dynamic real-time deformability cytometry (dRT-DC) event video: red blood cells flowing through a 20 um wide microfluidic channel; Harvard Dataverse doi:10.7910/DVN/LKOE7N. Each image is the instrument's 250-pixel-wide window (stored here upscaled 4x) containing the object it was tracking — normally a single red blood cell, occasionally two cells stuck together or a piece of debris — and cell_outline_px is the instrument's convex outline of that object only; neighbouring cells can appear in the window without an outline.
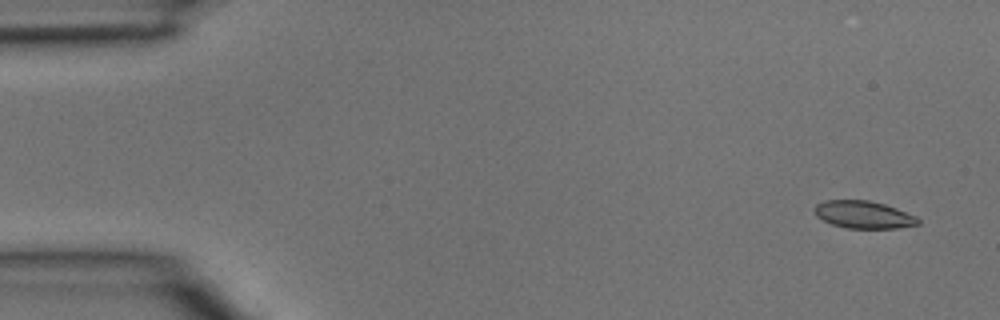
{"species": "common noctule bat (a hibernating species)", "species_latin": "Nyctalus noctula", "temperature_condition": "room temperature", "stored_images_in_passage": 4, "camera_frame_rate_fps": 3000, "um_per_image_px": 0.085, "animal": {"sex": "male", "body_mass_g": 15.6}, "frame": {"image": 1, "passage_image": 1, "time_ms": 0.0, "image_size_px": [1000, 320], "cell_outline_px": [[920, 224], [896, 228], [844, 228], [832, 224], [816, 216], [816, 204], [824, 200], [868, 200], [884, 204], [896, 208], [916, 216], [920, 220]], "centroid_in_image_um": [73.42, 18.24], "position_along_channel_um": 11.6, "area_um2": 16.47}}
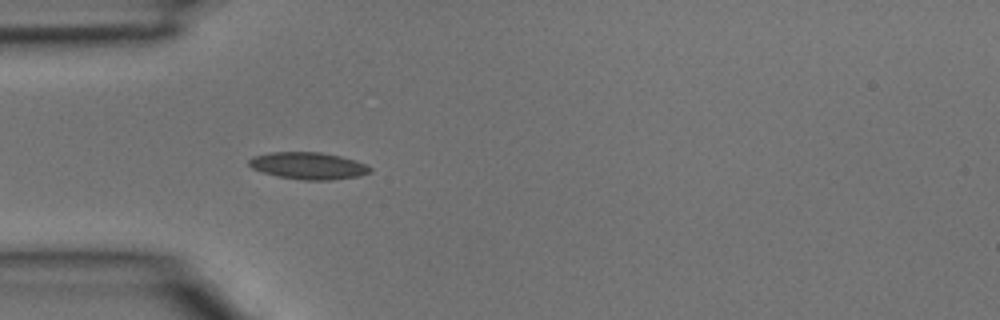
{"frame": {"image": 2, "passage_image": 4, "time_ms": 1.0, "image_size_px": [1000, 320], "cell_outline_px": [[372, 172], [360, 176], [332, 180], [304, 180], [276, 176], [252, 168], [248, 164], [248, 160], [252, 156], [272, 152], [320, 152], [340, 156], [356, 160], [372, 168]], "centroid_in_image_um": [26.22, 14.09], "position_along_channel_um": 58.8, "area_um2": 19.13}}